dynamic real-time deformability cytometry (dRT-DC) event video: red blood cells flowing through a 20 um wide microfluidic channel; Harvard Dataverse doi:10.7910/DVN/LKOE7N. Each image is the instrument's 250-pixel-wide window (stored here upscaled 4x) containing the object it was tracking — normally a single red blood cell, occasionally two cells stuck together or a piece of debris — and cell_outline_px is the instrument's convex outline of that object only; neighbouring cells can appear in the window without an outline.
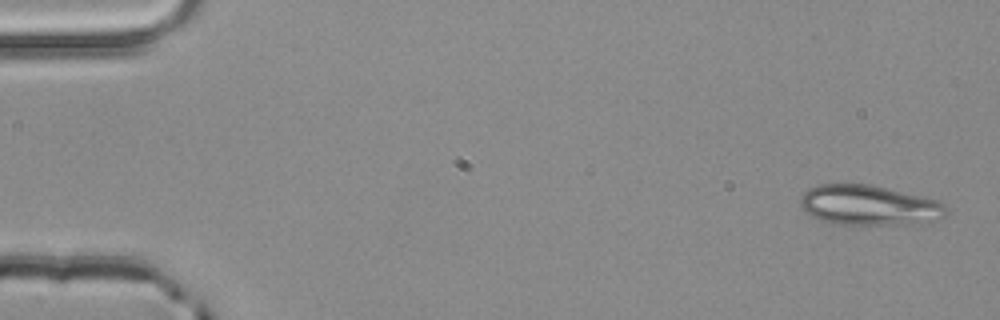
{"species": "common noctule bat (a hibernating species)", "species_latin": "Nyctalus noctula", "temperature_condition": "room temperature", "stored_images_in_passage": 5, "camera_frame_rate_fps": 3000, "um_per_image_px": 0.085, "animal": {"sex": "male", "body_mass_g": 20.4}, "frame": {"image": 1, "passage_image": 5, "time_ms": 1.333, "image_size_px": [1000, 320], "cell_outline_px": [[948, 212], [940, 220], [908, 224], [832, 224], [820, 220], [804, 212], [800, 208], [800, 196], [808, 188], [816, 184], [868, 184], [924, 196], [936, 200], [944, 204], [948, 208]], "centroid_in_image_um": [73.84, 17.44], "position_along_channel_um": 11.2, "area_um2": 34.45}}